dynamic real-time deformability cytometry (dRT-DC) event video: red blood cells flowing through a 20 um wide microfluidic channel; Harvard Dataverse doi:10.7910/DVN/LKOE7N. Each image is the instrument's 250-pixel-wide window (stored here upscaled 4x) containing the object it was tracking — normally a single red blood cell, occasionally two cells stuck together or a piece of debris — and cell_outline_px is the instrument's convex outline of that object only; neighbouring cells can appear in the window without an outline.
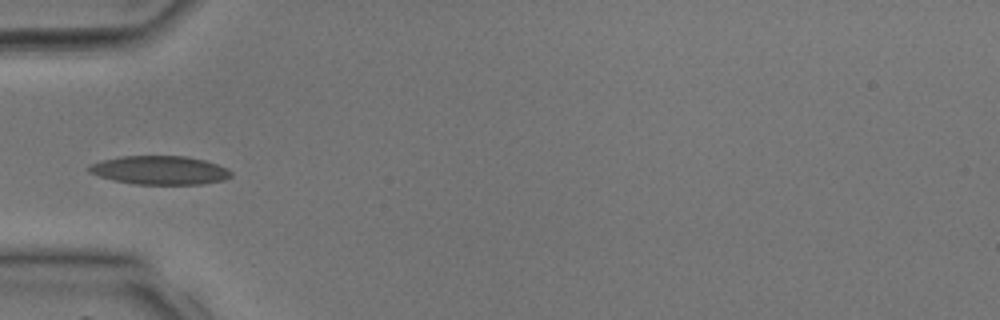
{"species": "common noctule bat (a hibernating species)", "species_latin": "Nyctalus noctula", "temperature_condition": "room temperature", "stored_images_in_passage": 16, "camera_frame_rate_fps": 3000, "um_per_image_px": 0.085, "animal": {"sex": "male", "body_mass_g": 17.9, "forearm_length_mm": 54.2}, "frame": {"image": 1, "passage_image": 14, "time_ms": 4.333, "image_size_px": [1000, 320], "cell_outline_px": [[232, 176], [224, 180], [200, 184], [132, 184], [112, 180], [88, 172], [88, 168], [92, 164], [104, 160], [120, 156], [184, 156], [204, 160], [228, 168], [232, 172]], "centroid_in_image_um": [13.6, 14.47], "position_along_channel_um": 71.4, "area_um2": 23.64}}